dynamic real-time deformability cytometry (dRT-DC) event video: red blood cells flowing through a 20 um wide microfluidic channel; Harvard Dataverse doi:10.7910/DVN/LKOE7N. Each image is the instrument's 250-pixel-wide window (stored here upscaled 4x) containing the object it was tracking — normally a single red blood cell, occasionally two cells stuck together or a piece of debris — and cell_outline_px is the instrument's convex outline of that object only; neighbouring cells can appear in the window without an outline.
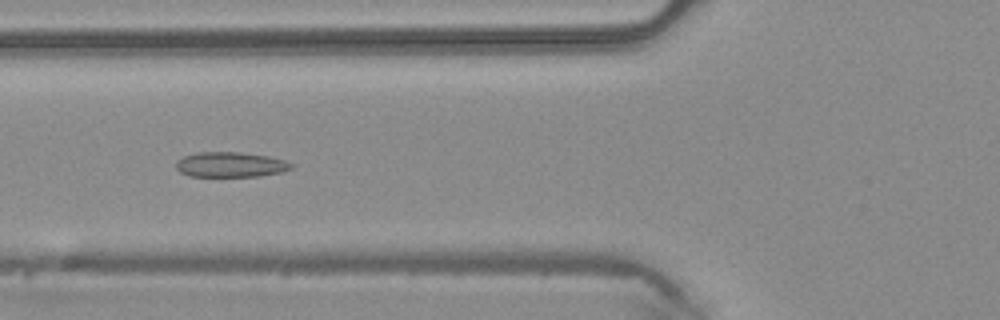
{"species": "common noctule bat (a hibernating species)", "species_latin": "Nyctalus noctula", "temperature_condition": "warm", "stored_images_in_passage": 44, "camera_frame_rate_fps": 3000, "um_per_image_px": 0.085, "animal": {"sex": "male", "body_mass_g": 20.4}, "frame": {"image": 1, "passage_image": 15, "time_ms": 4.667, "image_size_px": [1000, 320], "cell_outline_px": [[296, 164], [292, 168], [284, 172], [260, 176], [188, 176], [180, 172], [176, 168], [176, 160], [184, 156], [196, 152], [240, 152], [268, 156], [284, 160]], "centroid_in_image_um": [19.61, 13.99], "position_along_channel_um": 106.2, "area_um2": 17.05}}
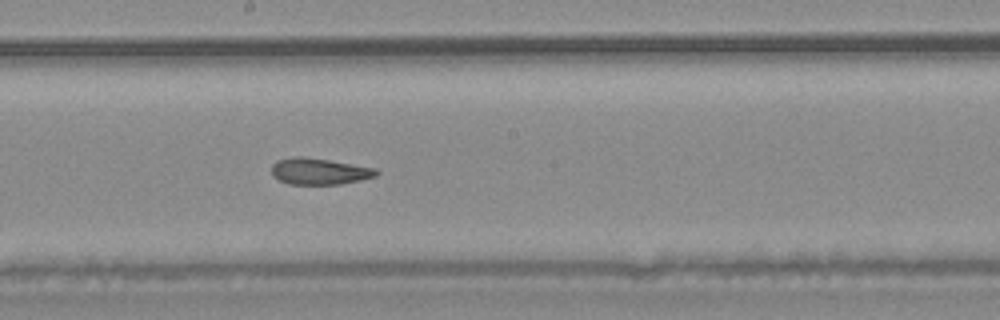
{"frame": {"image": 2, "passage_image": 23, "time_ms": 7.333, "image_size_px": [1000, 320], "cell_outline_px": [[380, 172], [376, 176], [360, 180], [340, 184], [288, 184], [272, 176], [272, 164], [276, 160], [296, 156], [300, 156], [328, 160], [376, 168]], "centroid_in_image_um": [27.13, 14.56], "position_along_channel_um": 221.1, "area_um2": 16.07}}
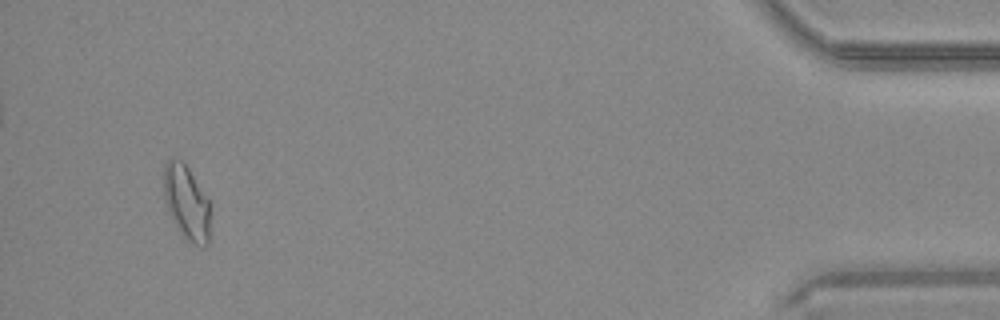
{"frame": {"image": 3, "passage_image": 42, "time_ms": 13.667, "image_size_px": [1000, 320], "cell_outline_px": [[208, 244], [204, 248], [200, 248], [192, 244], [180, 232], [172, 220], [168, 212], [164, 196], [164, 164], [172, 156], [184, 160], [208, 200]], "centroid_in_image_um": [15.82, 17.18], "position_along_channel_um": 419.4, "area_um2": 20.17}}